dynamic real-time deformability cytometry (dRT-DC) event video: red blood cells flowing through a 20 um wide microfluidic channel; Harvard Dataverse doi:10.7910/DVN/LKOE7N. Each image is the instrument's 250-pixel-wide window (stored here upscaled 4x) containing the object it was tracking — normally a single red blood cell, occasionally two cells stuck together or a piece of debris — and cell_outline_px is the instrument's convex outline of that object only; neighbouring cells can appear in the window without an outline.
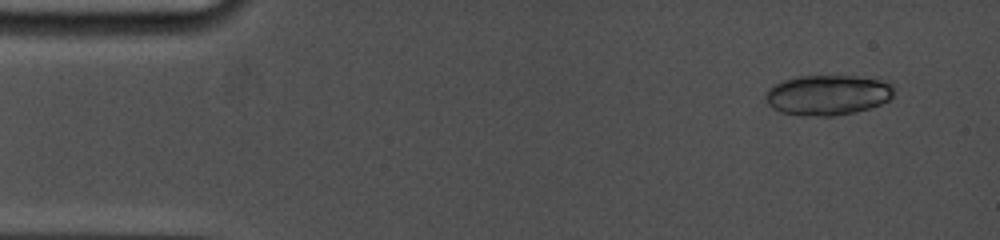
{"species": "common noctule bat (a hibernating species)", "species_latin": "Nyctalus noctula", "temperature_condition": "cold", "stored_images_in_passage": 5, "camera_frame_rate_fps": 5000, "um_per_image_px": 0.085, "animal": {"sex": "female", "body_mass_g": 19.0, "forearm_length_mm": 53.3}, "frame": {"image": 1, "passage_image": 1, "time_ms": 0.0, "image_size_px": [1000, 240], "cell_outline_px": [[892, 96], [888, 100], [880, 104], [856, 112], [836, 116], [804, 116], [780, 112], [772, 108], [768, 104], [764, 96], [768, 88], [772, 84], [784, 80], [800, 76], [856, 76], [880, 80], [892, 84]], "centroid_in_image_um": [70.3, 8.08], "position_along_channel_um": 14.7, "area_um2": 30.17}}